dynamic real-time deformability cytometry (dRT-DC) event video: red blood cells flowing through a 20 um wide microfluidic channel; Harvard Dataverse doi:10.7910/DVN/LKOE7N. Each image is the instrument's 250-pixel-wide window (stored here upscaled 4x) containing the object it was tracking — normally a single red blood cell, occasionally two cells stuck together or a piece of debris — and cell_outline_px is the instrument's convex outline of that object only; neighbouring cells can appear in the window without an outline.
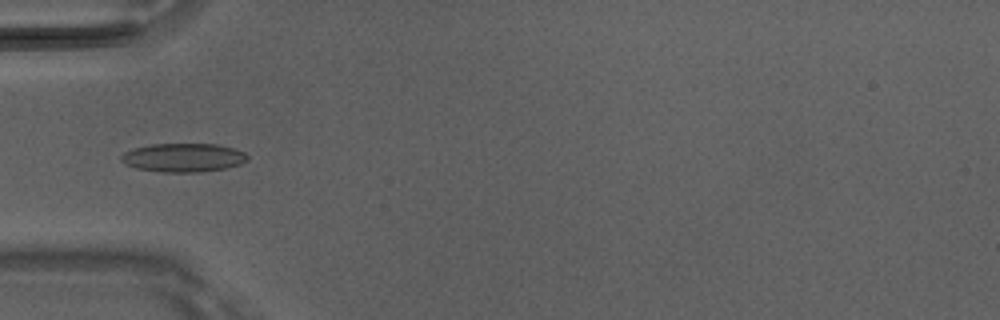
{"species": "Egyptian fruit bat (a non-hibernating species)", "species_latin": "Rousettus aegyptiacus", "temperature_condition": "room temperature", "stored_images_in_passage": 3, "camera_frame_rate_fps": 3000, "um_per_image_px": 0.085, "animal": {"sex": "male"}, "frame": {"image": 1, "passage_image": 3, "time_ms": 0.667, "image_size_px": [1000, 320], "cell_outline_px": [[248, 160], [240, 164], [224, 168], [200, 172], [164, 172], [136, 168], [124, 164], [120, 160], [120, 156], [124, 152], [132, 148], [152, 144], [216, 144], [232, 148], [244, 152], [248, 156]], "centroid_in_image_um": [15.55, 13.39], "position_along_channel_um": 69.5, "area_um2": 21.1}}